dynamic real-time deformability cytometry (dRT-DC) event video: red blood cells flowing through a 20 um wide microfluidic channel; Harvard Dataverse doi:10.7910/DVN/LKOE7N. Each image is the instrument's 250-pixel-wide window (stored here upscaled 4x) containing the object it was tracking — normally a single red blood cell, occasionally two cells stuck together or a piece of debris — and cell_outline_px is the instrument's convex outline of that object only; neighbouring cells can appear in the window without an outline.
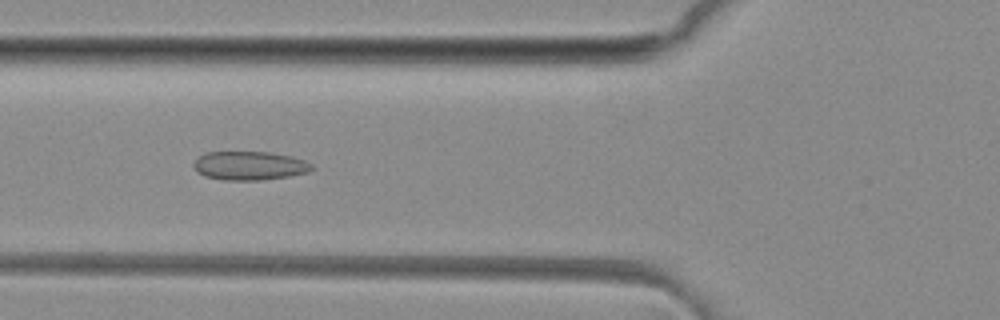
{"species": "common noctule bat (a hibernating species)", "species_latin": "Nyctalus noctula", "temperature_condition": "room temperature", "stored_images_in_passage": 35, "camera_frame_rate_fps": 3000, "um_per_image_px": 0.085, "animal": {"sex": "female", "body_mass_g": 29.2, "forearm_length_mm": 56.3}, "frame": {"image": 1, "passage_image": 8, "time_ms": 2.333, "image_size_px": [1000, 320], "cell_outline_px": [[316, 168], [308, 172], [288, 176], [260, 180], [224, 180], [204, 176], [196, 172], [192, 164], [200, 156], [208, 152], [268, 152], [292, 156], [304, 160], [312, 164]], "centroid_in_image_um": [21.22, 14.08], "position_along_channel_um": 104.6, "area_um2": 19.83}}
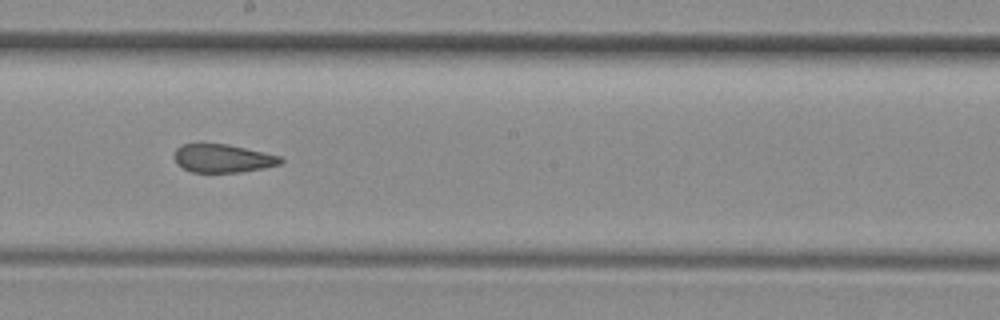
{"frame": {"image": 2, "passage_image": 17, "time_ms": 5.333, "image_size_px": [1000, 320], "cell_outline_px": [[284, 160], [280, 164], [264, 168], [240, 172], [192, 172], [176, 164], [172, 156], [176, 148], [184, 144], [228, 144], [280, 156]], "centroid_in_image_um": [18.9, 13.46], "position_along_channel_um": 229.3, "area_um2": 17.51}}
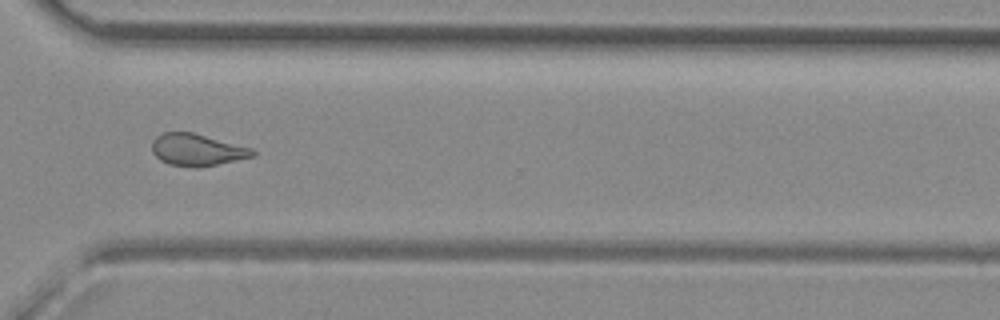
{"frame": {"image": 3, "passage_image": 26, "time_ms": 8.333, "image_size_px": [1000, 320], "cell_outline_px": [[256, 156], [196, 168], [192, 168], [168, 164], [160, 160], [152, 152], [152, 140], [156, 136], [164, 132], [192, 132], [252, 148], [256, 152]], "centroid_in_image_um": [16.73, 12.74], "position_along_channel_um": 353.9, "area_um2": 18.79}}